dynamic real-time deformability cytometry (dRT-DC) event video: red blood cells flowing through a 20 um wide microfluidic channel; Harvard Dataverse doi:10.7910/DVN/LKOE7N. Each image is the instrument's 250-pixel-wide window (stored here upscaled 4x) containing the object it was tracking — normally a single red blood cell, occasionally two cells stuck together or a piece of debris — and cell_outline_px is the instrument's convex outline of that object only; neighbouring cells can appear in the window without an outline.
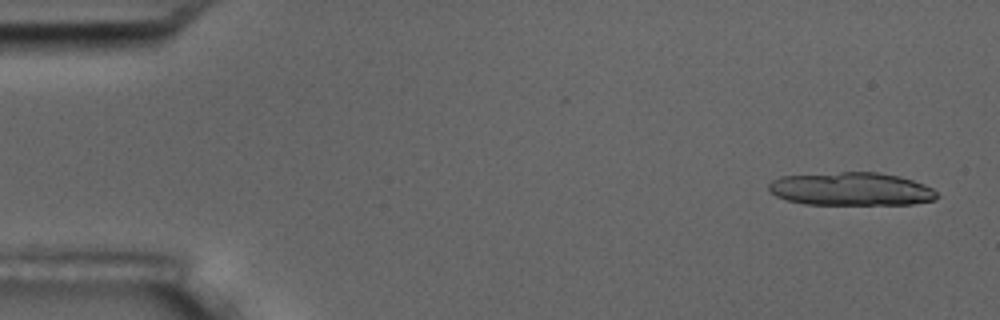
{"species": "common noctule bat (a hibernating species)", "species_latin": "Nyctalus noctula", "temperature_condition": "room temperature", "stored_images_in_passage": 16, "camera_frame_rate_fps": 3000, "um_per_image_px": 0.085, "animal": {"sex": "male", "body_mass_g": 17.5, "forearm_length_mm": 52.3}, "frame": {"image": 1, "passage_image": 1, "time_ms": 0.0, "image_size_px": [1000, 320], "cell_outline_px": [[936, 200], [912, 204], [804, 204], [788, 200], [776, 196], [768, 188], [768, 184], [772, 180], [780, 176], [840, 172], [876, 172], [900, 176], [924, 184], [932, 188], [936, 192]], "centroid_in_image_um": [72.34, 16.06], "position_along_channel_um": 12.7, "area_um2": 32.48}}
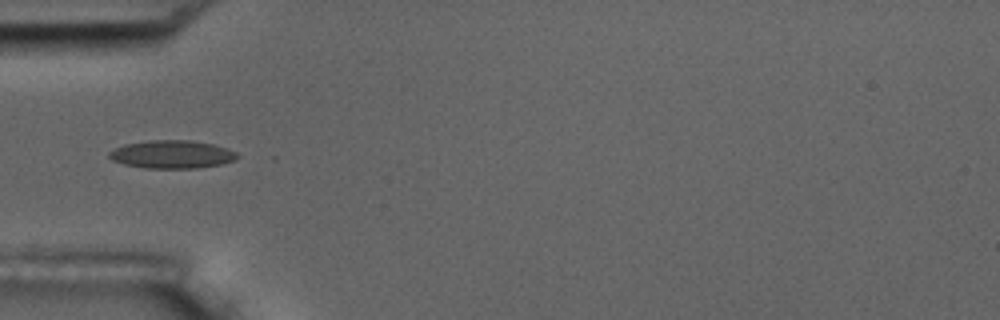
{"frame": {"image": 2, "passage_image": 5, "time_ms": 5.333, "image_size_px": [1000, 320], "cell_outline_px": [[240, 156], [236, 160], [220, 164], [196, 168], [148, 168], [124, 164], [112, 160], [108, 156], [108, 152], [124, 144], [148, 140], [192, 140], [212, 144], [228, 148], [236, 152]], "centroid_in_image_um": [14.63, 13.11], "position_along_channel_um": 70.4, "area_um2": 20.98}, "authors_computed_cell_mechanics": {"area_um2": 20.23, "velocity_mm_per_s": 3.5581, "shape_relaxation_time_tau1_ms": 10.3602, "shape_relaxation_time_tau2_ms": 2.7645, "deformation_change_tau1": 0.1558, "deformation_change_tau2": 0.0737}}